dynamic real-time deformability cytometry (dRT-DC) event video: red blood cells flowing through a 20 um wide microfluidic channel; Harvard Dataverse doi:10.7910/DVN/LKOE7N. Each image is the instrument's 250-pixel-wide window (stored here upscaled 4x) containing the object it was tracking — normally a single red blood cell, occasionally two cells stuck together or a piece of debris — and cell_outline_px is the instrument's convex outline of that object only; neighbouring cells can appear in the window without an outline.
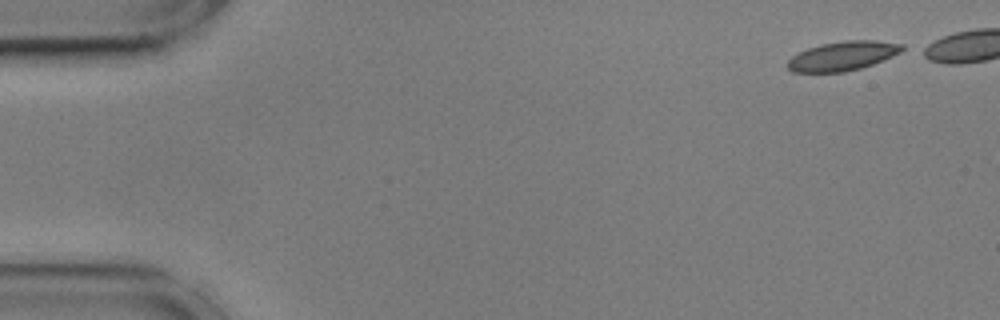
{"species": "common noctule bat (a hibernating species)", "species_latin": "Nyctalus noctula", "temperature_condition": "cold", "stored_images_in_passage": 43, "camera_frame_rate_fps": 3000, "um_per_image_px": 0.085, "animal": {"sex": "male", "body_mass_g": 17.9, "forearm_length_mm": 54.2}, "frame": {"image": 1, "passage_image": 1, "time_ms": 0.0, "image_size_px": [1000, 320], "cell_outline_px": [[908, 48], [892, 56], [872, 64], [860, 68], [844, 72], [792, 72], [788, 68], [788, 60], [792, 56], [808, 48], [820, 44], [844, 40], [876, 40], [904, 44]], "centroid_in_image_um": [71.66, 4.74], "position_along_channel_um": 13.3, "area_um2": 19.54}}
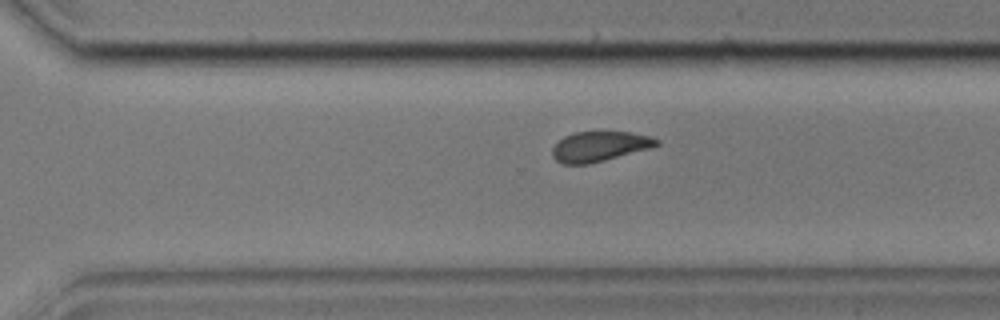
{"frame": {"image": 2, "passage_image": 36, "time_ms": 11.667, "image_size_px": [1000, 320], "cell_outline_px": [[660, 144], [652, 148], [588, 164], [560, 164], [552, 156], [552, 148], [564, 136], [576, 132], [632, 132], [648, 136], [660, 140]], "centroid_in_image_um": [50.97, 12.45], "position_along_channel_um": 319.6, "area_um2": 18.21}}
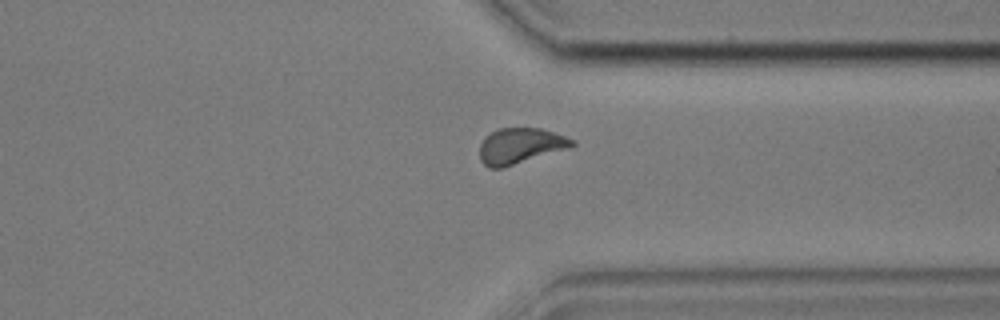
{"frame": {"image": 3, "passage_image": 40, "time_ms": 13.0, "image_size_px": [1000, 320], "cell_outline_px": [[576, 144], [572, 148], [504, 168], [488, 168], [480, 160], [480, 144], [484, 136], [500, 128], [540, 128], [576, 140]], "centroid_in_image_um": [44.25, 12.42], "position_along_channel_um": 367.2, "area_um2": 19.59}}